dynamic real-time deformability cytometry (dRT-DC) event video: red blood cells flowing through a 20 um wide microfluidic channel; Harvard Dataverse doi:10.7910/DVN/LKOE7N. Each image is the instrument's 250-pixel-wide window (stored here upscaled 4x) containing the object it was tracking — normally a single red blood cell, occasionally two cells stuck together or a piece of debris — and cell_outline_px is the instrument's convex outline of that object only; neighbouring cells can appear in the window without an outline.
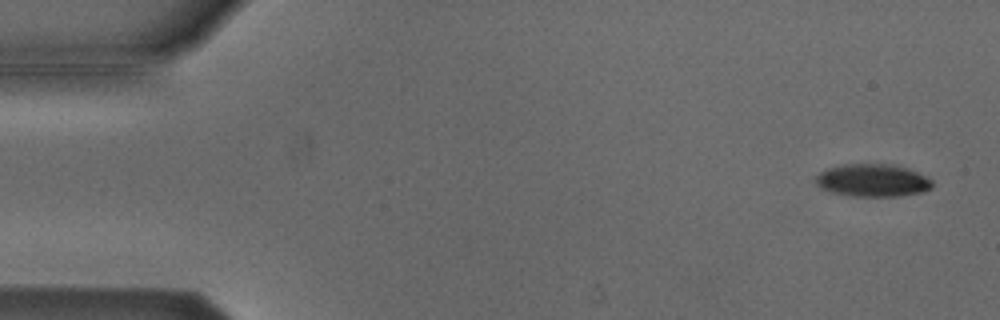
{"species": "Egyptian fruit bat (a non-hibernating species)", "species_latin": "Rousettus aegyptiacus", "temperature_condition": "cold", "stored_images_in_passage": 5, "camera_frame_rate_fps": 3000, "um_per_image_px": 0.085, "animal": {"sex": "male"}, "frame": {"image": 1, "passage_image": 1, "time_ms": 0.0, "image_size_px": [1000, 320], "cell_outline_px": [[932, 188], [924, 192], [900, 196], [848, 196], [828, 192], [820, 188], [816, 184], [816, 176], [820, 172], [828, 168], [844, 164], [892, 164], [908, 168], [932, 180]], "centroid_in_image_um": [74.15, 15.34], "position_along_channel_um": 10.8, "area_um2": 22.37}}
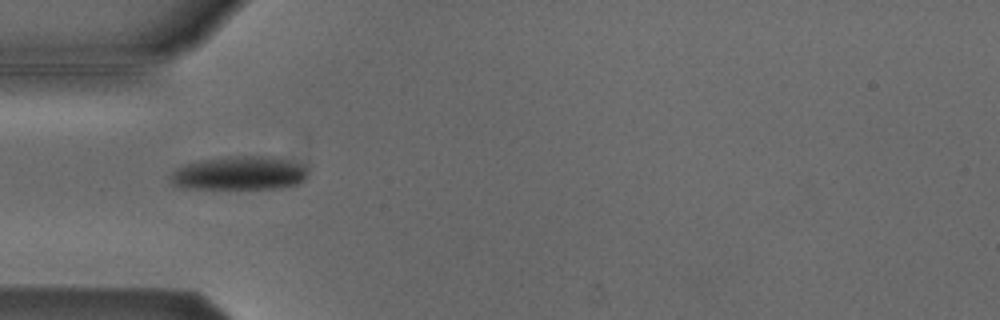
{"frame": {"image": 2, "passage_image": 5, "time_ms": 1.333, "image_size_px": [1000, 320], "cell_outline_px": [[308, 172], [304, 180], [300, 184], [280, 188], [176, 188], [172, 184], [168, 176], [176, 168], [184, 164], [200, 160], [228, 156], [268, 156], [300, 164]], "centroid_in_image_um": [20.28, 14.73], "position_along_channel_um": 64.7, "area_um2": 27.05}}